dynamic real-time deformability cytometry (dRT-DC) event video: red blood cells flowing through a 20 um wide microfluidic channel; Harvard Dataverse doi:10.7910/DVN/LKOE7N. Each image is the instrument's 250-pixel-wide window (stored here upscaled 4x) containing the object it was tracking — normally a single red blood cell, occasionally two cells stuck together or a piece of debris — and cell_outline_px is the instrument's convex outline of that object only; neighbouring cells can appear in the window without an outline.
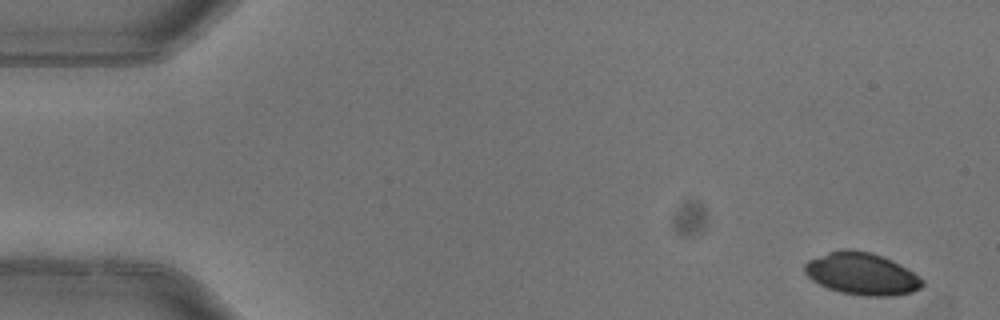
{"species": "common noctule bat (a hibernating species)", "species_latin": "Nyctalus noctula", "temperature_condition": "warm", "stored_images_in_passage": 5, "camera_frame_rate_fps": 3000, "um_per_image_px": 0.085, "animal": {"sex": "female"}, "frame": {"image": 1, "passage_image": 1, "time_ms": 0.0, "image_size_px": [1000, 320], "cell_outline_px": [[924, 284], [920, 288], [912, 292], [892, 296], [864, 296], [840, 292], [828, 288], [812, 280], [804, 272], [804, 264], [808, 260], [828, 252], [844, 248], [848, 248], [872, 252], [892, 260], [900, 264], [920, 276], [924, 280]], "centroid_in_image_um": [73.26, 23.26], "position_along_channel_um": 11.7, "area_um2": 29.13}}
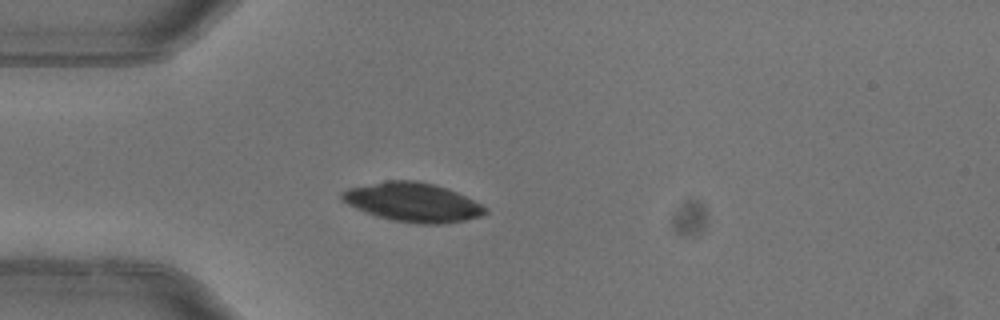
{"frame": {"image": 2, "passage_image": 4, "time_ms": 1.0, "image_size_px": [1000, 320], "cell_outline_px": [[488, 212], [480, 216], [464, 220], [440, 224], [420, 224], [392, 220], [376, 216], [356, 208], [340, 200], [340, 192], [348, 188], [384, 180], [416, 180], [436, 184], [448, 188], [488, 208]], "centroid_in_image_um": [35.05, 17.18], "position_along_channel_um": 49.9, "area_um2": 32.66}}